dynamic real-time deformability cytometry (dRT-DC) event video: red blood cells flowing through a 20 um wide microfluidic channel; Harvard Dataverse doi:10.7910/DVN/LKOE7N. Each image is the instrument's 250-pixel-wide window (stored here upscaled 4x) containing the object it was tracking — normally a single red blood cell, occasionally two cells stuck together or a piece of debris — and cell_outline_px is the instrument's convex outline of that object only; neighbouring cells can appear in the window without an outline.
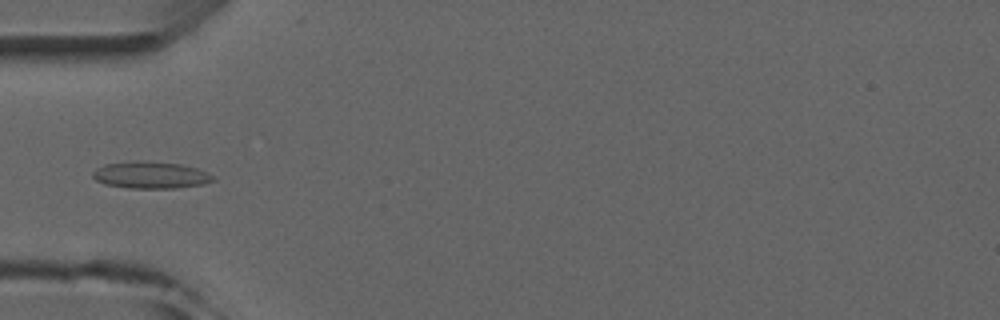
{"species": "common noctule bat (a hibernating species)", "species_latin": "Nyctalus noctula", "temperature_condition": "room temperature", "stored_images_in_passage": 4, "camera_frame_rate_fps": 3000, "um_per_image_px": 0.085, "animal": {"sex": "male", "forearm_length_mm": 52.5}, "frame": {"image": 1, "passage_image": 3, "time_ms": 2.333, "image_size_px": [1000, 320], "cell_outline_px": [[216, 180], [204, 184], [176, 188], [128, 188], [104, 184], [96, 180], [92, 176], [92, 172], [96, 168], [104, 164], [132, 160], [184, 164], [196, 168], [212, 176]], "centroid_in_image_um": [12.76, 14.87], "position_along_channel_um": 72.2, "area_um2": 18.96}}
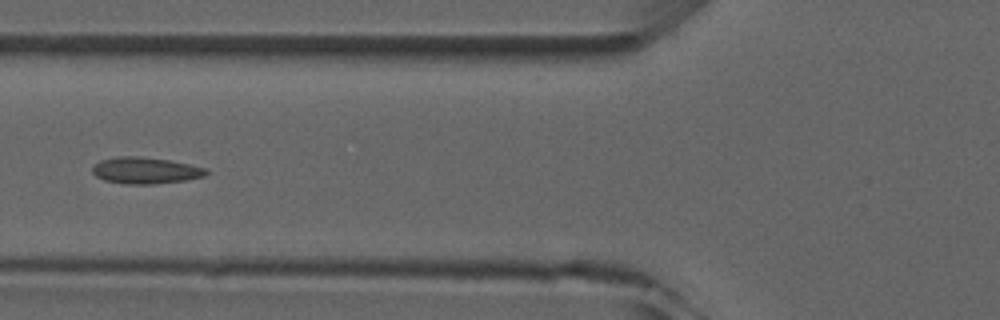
{"frame": {"image": 2, "passage_image": 4, "time_ms": 3.333, "image_size_px": [1000, 320], "cell_outline_px": [[208, 172], [204, 176], [184, 180], [152, 184], [128, 184], [104, 180], [96, 176], [92, 172], [92, 164], [100, 160], [116, 156], [140, 156], [168, 160], [188, 164], [204, 168]], "centroid_in_image_um": [12.29, 14.48], "position_along_channel_um": 113.5, "area_um2": 17.46}}